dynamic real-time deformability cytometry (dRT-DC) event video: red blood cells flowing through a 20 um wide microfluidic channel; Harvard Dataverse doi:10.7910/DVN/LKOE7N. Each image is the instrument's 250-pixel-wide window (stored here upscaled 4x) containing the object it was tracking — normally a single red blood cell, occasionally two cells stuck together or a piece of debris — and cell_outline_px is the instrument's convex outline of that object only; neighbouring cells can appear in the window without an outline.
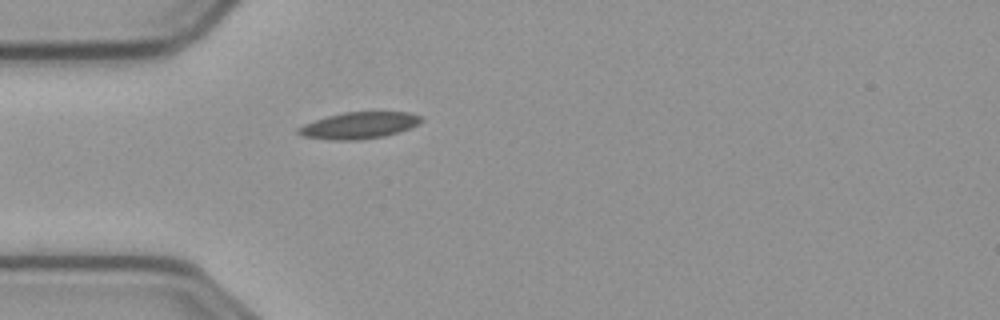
{"species": "common noctule bat (a hibernating species)", "species_latin": "Nyctalus noctula", "temperature_condition": "cold", "stored_images_in_passage": 5, "camera_frame_rate_fps": 3000, "um_per_image_px": 0.085, "animal": {"sex": "male", "body_mass_g": 23.1, "forearm_length_mm": 52.7}, "frame": {"image": 1, "passage_image": 1, "time_ms": 0.0, "image_size_px": [1000, 320], "cell_outline_px": [[424, 120], [408, 128], [384, 136], [360, 140], [332, 140], [304, 136], [296, 132], [296, 128], [304, 124], [328, 116], [344, 112], [408, 112], [420, 116]], "centroid_in_image_um": [30.49, 10.66], "position_along_channel_um": 54.5, "area_um2": 18.79}}